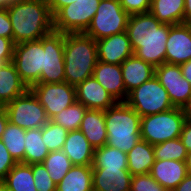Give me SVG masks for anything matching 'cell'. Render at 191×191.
<instances>
[{"label": "cell", "mask_w": 191, "mask_h": 191, "mask_svg": "<svg viewBox=\"0 0 191 191\" xmlns=\"http://www.w3.org/2000/svg\"><path fill=\"white\" fill-rule=\"evenodd\" d=\"M93 76L117 102L126 101L128 93L124 86L121 65L98 61Z\"/></svg>", "instance_id": "e0dca14e"}, {"label": "cell", "mask_w": 191, "mask_h": 191, "mask_svg": "<svg viewBox=\"0 0 191 191\" xmlns=\"http://www.w3.org/2000/svg\"><path fill=\"white\" fill-rule=\"evenodd\" d=\"M27 90L28 87L20 79L12 61L0 67V103L3 106L23 95Z\"/></svg>", "instance_id": "603a6c76"}, {"label": "cell", "mask_w": 191, "mask_h": 191, "mask_svg": "<svg viewBox=\"0 0 191 191\" xmlns=\"http://www.w3.org/2000/svg\"><path fill=\"white\" fill-rule=\"evenodd\" d=\"M4 108L8 121L24 130L42 128L49 121L44 107L30 89Z\"/></svg>", "instance_id": "9c48e42d"}, {"label": "cell", "mask_w": 191, "mask_h": 191, "mask_svg": "<svg viewBox=\"0 0 191 191\" xmlns=\"http://www.w3.org/2000/svg\"><path fill=\"white\" fill-rule=\"evenodd\" d=\"M180 140L182 144L185 146L188 153L191 152V121L186 120L180 135Z\"/></svg>", "instance_id": "60d3db41"}, {"label": "cell", "mask_w": 191, "mask_h": 191, "mask_svg": "<svg viewBox=\"0 0 191 191\" xmlns=\"http://www.w3.org/2000/svg\"><path fill=\"white\" fill-rule=\"evenodd\" d=\"M183 109L173 107L165 112L141 117V139L151 145L179 138L186 121Z\"/></svg>", "instance_id": "5b68a950"}, {"label": "cell", "mask_w": 191, "mask_h": 191, "mask_svg": "<svg viewBox=\"0 0 191 191\" xmlns=\"http://www.w3.org/2000/svg\"><path fill=\"white\" fill-rule=\"evenodd\" d=\"M155 76L166 89L173 106L183 108L191 97V84L182 76L180 65L163 63L155 67Z\"/></svg>", "instance_id": "4fadbf2b"}, {"label": "cell", "mask_w": 191, "mask_h": 191, "mask_svg": "<svg viewBox=\"0 0 191 191\" xmlns=\"http://www.w3.org/2000/svg\"><path fill=\"white\" fill-rule=\"evenodd\" d=\"M44 48V68L38 83L65 82L64 33L52 31L42 37Z\"/></svg>", "instance_id": "7c38bea8"}, {"label": "cell", "mask_w": 191, "mask_h": 191, "mask_svg": "<svg viewBox=\"0 0 191 191\" xmlns=\"http://www.w3.org/2000/svg\"><path fill=\"white\" fill-rule=\"evenodd\" d=\"M97 62L96 40L84 32L64 33L65 82L76 87L93 76Z\"/></svg>", "instance_id": "3957f363"}, {"label": "cell", "mask_w": 191, "mask_h": 191, "mask_svg": "<svg viewBox=\"0 0 191 191\" xmlns=\"http://www.w3.org/2000/svg\"><path fill=\"white\" fill-rule=\"evenodd\" d=\"M98 61L121 65L134 55L127 32H121L96 41Z\"/></svg>", "instance_id": "9a60e30c"}, {"label": "cell", "mask_w": 191, "mask_h": 191, "mask_svg": "<svg viewBox=\"0 0 191 191\" xmlns=\"http://www.w3.org/2000/svg\"><path fill=\"white\" fill-rule=\"evenodd\" d=\"M184 23L191 24V0H184Z\"/></svg>", "instance_id": "bcb514c9"}, {"label": "cell", "mask_w": 191, "mask_h": 191, "mask_svg": "<svg viewBox=\"0 0 191 191\" xmlns=\"http://www.w3.org/2000/svg\"><path fill=\"white\" fill-rule=\"evenodd\" d=\"M62 151L73 165L92 166L95 148L80 130L68 132Z\"/></svg>", "instance_id": "ffe728a7"}, {"label": "cell", "mask_w": 191, "mask_h": 191, "mask_svg": "<svg viewBox=\"0 0 191 191\" xmlns=\"http://www.w3.org/2000/svg\"><path fill=\"white\" fill-rule=\"evenodd\" d=\"M173 191H191V174L188 173Z\"/></svg>", "instance_id": "7bdbcfd3"}, {"label": "cell", "mask_w": 191, "mask_h": 191, "mask_svg": "<svg viewBox=\"0 0 191 191\" xmlns=\"http://www.w3.org/2000/svg\"><path fill=\"white\" fill-rule=\"evenodd\" d=\"M182 109L186 119L191 121V97L189 98L188 102L183 106Z\"/></svg>", "instance_id": "7dc6e473"}, {"label": "cell", "mask_w": 191, "mask_h": 191, "mask_svg": "<svg viewBox=\"0 0 191 191\" xmlns=\"http://www.w3.org/2000/svg\"><path fill=\"white\" fill-rule=\"evenodd\" d=\"M1 183L11 191H37L32 164L17 163Z\"/></svg>", "instance_id": "83f0119b"}, {"label": "cell", "mask_w": 191, "mask_h": 191, "mask_svg": "<svg viewBox=\"0 0 191 191\" xmlns=\"http://www.w3.org/2000/svg\"><path fill=\"white\" fill-rule=\"evenodd\" d=\"M24 164L42 163L49 154L42 139V128L26 130Z\"/></svg>", "instance_id": "f1b7e54d"}, {"label": "cell", "mask_w": 191, "mask_h": 191, "mask_svg": "<svg viewBox=\"0 0 191 191\" xmlns=\"http://www.w3.org/2000/svg\"><path fill=\"white\" fill-rule=\"evenodd\" d=\"M0 37L13 39L12 24L7 9H0Z\"/></svg>", "instance_id": "ab89813d"}, {"label": "cell", "mask_w": 191, "mask_h": 191, "mask_svg": "<svg viewBox=\"0 0 191 191\" xmlns=\"http://www.w3.org/2000/svg\"><path fill=\"white\" fill-rule=\"evenodd\" d=\"M185 163L188 169V173L191 174V152L187 154Z\"/></svg>", "instance_id": "681fc988"}, {"label": "cell", "mask_w": 191, "mask_h": 191, "mask_svg": "<svg viewBox=\"0 0 191 191\" xmlns=\"http://www.w3.org/2000/svg\"><path fill=\"white\" fill-rule=\"evenodd\" d=\"M129 17L119 0H101L90 26L84 33L98 41L125 32Z\"/></svg>", "instance_id": "52a82bcc"}, {"label": "cell", "mask_w": 191, "mask_h": 191, "mask_svg": "<svg viewBox=\"0 0 191 191\" xmlns=\"http://www.w3.org/2000/svg\"><path fill=\"white\" fill-rule=\"evenodd\" d=\"M12 63L28 89L37 84L44 68L42 37L39 40L15 44Z\"/></svg>", "instance_id": "ba28073f"}, {"label": "cell", "mask_w": 191, "mask_h": 191, "mask_svg": "<svg viewBox=\"0 0 191 191\" xmlns=\"http://www.w3.org/2000/svg\"><path fill=\"white\" fill-rule=\"evenodd\" d=\"M106 145L128 153L141 140V116L126 102H117L104 111Z\"/></svg>", "instance_id": "277c9868"}, {"label": "cell", "mask_w": 191, "mask_h": 191, "mask_svg": "<svg viewBox=\"0 0 191 191\" xmlns=\"http://www.w3.org/2000/svg\"><path fill=\"white\" fill-rule=\"evenodd\" d=\"M15 1L20 0H0V9H7Z\"/></svg>", "instance_id": "c3c4849f"}, {"label": "cell", "mask_w": 191, "mask_h": 191, "mask_svg": "<svg viewBox=\"0 0 191 191\" xmlns=\"http://www.w3.org/2000/svg\"><path fill=\"white\" fill-rule=\"evenodd\" d=\"M79 130L95 149L106 145L107 131L104 111L87 109Z\"/></svg>", "instance_id": "7402d4cb"}, {"label": "cell", "mask_w": 191, "mask_h": 191, "mask_svg": "<svg viewBox=\"0 0 191 191\" xmlns=\"http://www.w3.org/2000/svg\"><path fill=\"white\" fill-rule=\"evenodd\" d=\"M75 89L77 102L82 103L88 109L105 111L117 103L94 76L85 79Z\"/></svg>", "instance_id": "2e32d148"}, {"label": "cell", "mask_w": 191, "mask_h": 191, "mask_svg": "<svg viewBox=\"0 0 191 191\" xmlns=\"http://www.w3.org/2000/svg\"><path fill=\"white\" fill-rule=\"evenodd\" d=\"M101 0H76L53 16V30L61 33L85 32Z\"/></svg>", "instance_id": "30bf717a"}, {"label": "cell", "mask_w": 191, "mask_h": 191, "mask_svg": "<svg viewBox=\"0 0 191 191\" xmlns=\"http://www.w3.org/2000/svg\"><path fill=\"white\" fill-rule=\"evenodd\" d=\"M87 109L88 108L85 107L82 103L76 101L71 106L63 109L60 113L56 114L50 120L64 127L69 132L79 130L82 119Z\"/></svg>", "instance_id": "1f68e13d"}, {"label": "cell", "mask_w": 191, "mask_h": 191, "mask_svg": "<svg viewBox=\"0 0 191 191\" xmlns=\"http://www.w3.org/2000/svg\"><path fill=\"white\" fill-rule=\"evenodd\" d=\"M125 102L141 117L165 112L174 107L166 89L155 75L130 91Z\"/></svg>", "instance_id": "8992f818"}, {"label": "cell", "mask_w": 191, "mask_h": 191, "mask_svg": "<svg viewBox=\"0 0 191 191\" xmlns=\"http://www.w3.org/2000/svg\"><path fill=\"white\" fill-rule=\"evenodd\" d=\"M182 76L186 78L191 84V60L180 65Z\"/></svg>", "instance_id": "f6af8a7d"}, {"label": "cell", "mask_w": 191, "mask_h": 191, "mask_svg": "<svg viewBox=\"0 0 191 191\" xmlns=\"http://www.w3.org/2000/svg\"><path fill=\"white\" fill-rule=\"evenodd\" d=\"M7 12L14 44L39 40L53 31V16L47 0L15 1L7 8Z\"/></svg>", "instance_id": "7a4b0ae2"}, {"label": "cell", "mask_w": 191, "mask_h": 191, "mask_svg": "<svg viewBox=\"0 0 191 191\" xmlns=\"http://www.w3.org/2000/svg\"><path fill=\"white\" fill-rule=\"evenodd\" d=\"M92 169H128L127 153L108 145L96 148Z\"/></svg>", "instance_id": "4316f807"}, {"label": "cell", "mask_w": 191, "mask_h": 191, "mask_svg": "<svg viewBox=\"0 0 191 191\" xmlns=\"http://www.w3.org/2000/svg\"><path fill=\"white\" fill-rule=\"evenodd\" d=\"M130 191H168L150 174L132 176Z\"/></svg>", "instance_id": "d590c367"}, {"label": "cell", "mask_w": 191, "mask_h": 191, "mask_svg": "<svg viewBox=\"0 0 191 191\" xmlns=\"http://www.w3.org/2000/svg\"><path fill=\"white\" fill-rule=\"evenodd\" d=\"M30 90L44 107L49 120L77 101L75 87L67 82L37 83Z\"/></svg>", "instance_id": "8fae6325"}, {"label": "cell", "mask_w": 191, "mask_h": 191, "mask_svg": "<svg viewBox=\"0 0 191 191\" xmlns=\"http://www.w3.org/2000/svg\"><path fill=\"white\" fill-rule=\"evenodd\" d=\"M8 122H9L8 116H7L4 106L0 107V139L2 138V135L4 133V130H5Z\"/></svg>", "instance_id": "ee69618b"}, {"label": "cell", "mask_w": 191, "mask_h": 191, "mask_svg": "<svg viewBox=\"0 0 191 191\" xmlns=\"http://www.w3.org/2000/svg\"><path fill=\"white\" fill-rule=\"evenodd\" d=\"M170 25L159 22L150 12L130 15L126 32L134 55L154 67L165 63Z\"/></svg>", "instance_id": "6da1fadb"}, {"label": "cell", "mask_w": 191, "mask_h": 191, "mask_svg": "<svg viewBox=\"0 0 191 191\" xmlns=\"http://www.w3.org/2000/svg\"><path fill=\"white\" fill-rule=\"evenodd\" d=\"M131 179L128 169H92L94 191H130Z\"/></svg>", "instance_id": "d6986e66"}, {"label": "cell", "mask_w": 191, "mask_h": 191, "mask_svg": "<svg viewBox=\"0 0 191 191\" xmlns=\"http://www.w3.org/2000/svg\"><path fill=\"white\" fill-rule=\"evenodd\" d=\"M155 160L186 161L187 150L180 138L154 145Z\"/></svg>", "instance_id": "d6a6232c"}, {"label": "cell", "mask_w": 191, "mask_h": 191, "mask_svg": "<svg viewBox=\"0 0 191 191\" xmlns=\"http://www.w3.org/2000/svg\"><path fill=\"white\" fill-rule=\"evenodd\" d=\"M92 166L73 165L57 184L56 191H92Z\"/></svg>", "instance_id": "484cf974"}, {"label": "cell", "mask_w": 191, "mask_h": 191, "mask_svg": "<svg viewBox=\"0 0 191 191\" xmlns=\"http://www.w3.org/2000/svg\"><path fill=\"white\" fill-rule=\"evenodd\" d=\"M0 191H11V190H9L5 185L0 183Z\"/></svg>", "instance_id": "f907efd6"}, {"label": "cell", "mask_w": 191, "mask_h": 191, "mask_svg": "<svg viewBox=\"0 0 191 191\" xmlns=\"http://www.w3.org/2000/svg\"><path fill=\"white\" fill-rule=\"evenodd\" d=\"M128 170L132 176L149 174L155 163L154 145L143 139L127 153Z\"/></svg>", "instance_id": "cb8c5ba5"}, {"label": "cell", "mask_w": 191, "mask_h": 191, "mask_svg": "<svg viewBox=\"0 0 191 191\" xmlns=\"http://www.w3.org/2000/svg\"><path fill=\"white\" fill-rule=\"evenodd\" d=\"M14 46L13 39L0 37V60L4 63L12 61Z\"/></svg>", "instance_id": "f35d334b"}, {"label": "cell", "mask_w": 191, "mask_h": 191, "mask_svg": "<svg viewBox=\"0 0 191 191\" xmlns=\"http://www.w3.org/2000/svg\"><path fill=\"white\" fill-rule=\"evenodd\" d=\"M122 8L129 14L148 13L151 0H119Z\"/></svg>", "instance_id": "8d00e7d4"}, {"label": "cell", "mask_w": 191, "mask_h": 191, "mask_svg": "<svg viewBox=\"0 0 191 191\" xmlns=\"http://www.w3.org/2000/svg\"><path fill=\"white\" fill-rule=\"evenodd\" d=\"M68 130L49 120L42 127V139L49 152L62 150Z\"/></svg>", "instance_id": "836d02e7"}, {"label": "cell", "mask_w": 191, "mask_h": 191, "mask_svg": "<svg viewBox=\"0 0 191 191\" xmlns=\"http://www.w3.org/2000/svg\"><path fill=\"white\" fill-rule=\"evenodd\" d=\"M25 134L26 130L8 122L1 138L10 155L17 163H24Z\"/></svg>", "instance_id": "f546056e"}, {"label": "cell", "mask_w": 191, "mask_h": 191, "mask_svg": "<svg viewBox=\"0 0 191 191\" xmlns=\"http://www.w3.org/2000/svg\"><path fill=\"white\" fill-rule=\"evenodd\" d=\"M16 164V160L10 155V152L0 139V183Z\"/></svg>", "instance_id": "74e56055"}, {"label": "cell", "mask_w": 191, "mask_h": 191, "mask_svg": "<svg viewBox=\"0 0 191 191\" xmlns=\"http://www.w3.org/2000/svg\"><path fill=\"white\" fill-rule=\"evenodd\" d=\"M42 163L47 169L49 176L56 183V185L62 180V178L73 166L70 159L65 155L62 150L49 152V154Z\"/></svg>", "instance_id": "4dcf8cb0"}, {"label": "cell", "mask_w": 191, "mask_h": 191, "mask_svg": "<svg viewBox=\"0 0 191 191\" xmlns=\"http://www.w3.org/2000/svg\"><path fill=\"white\" fill-rule=\"evenodd\" d=\"M121 70L127 93L150 80L155 75V67L152 64L137 58L135 55L127 58L121 64Z\"/></svg>", "instance_id": "44dd1931"}, {"label": "cell", "mask_w": 191, "mask_h": 191, "mask_svg": "<svg viewBox=\"0 0 191 191\" xmlns=\"http://www.w3.org/2000/svg\"><path fill=\"white\" fill-rule=\"evenodd\" d=\"M75 1L76 0H47L52 16H54L62 7Z\"/></svg>", "instance_id": "b9f144b4"}, {"label": "cell", "mask_w": 191, "mask_h": 191, "mask_svg": "<svg viewBox=\"0 0 191 191\" xmlns=\"http://www.w3.org/2000/svg\"><path fill=\"white\" fill-rule=\"evenodd\" d=\"M32 173L37 191H56L57 185L49 176L43 163H33Z\"/></svg>", "instance_id": "e575fe53"}, {"label": "cell", "mask_w": 191, "mask_h": 191, "mask_svg": "<svg viewBox=\"0 0 191 191\" xmlns=\"http://www.w3.org/2000/svg\"><path fill=\"white\" fill-rule=\"evenodd\" d=\"M5 64L2 60H0V67Z\"/></svg>", "instance_id": "816d5d0a"}, {"label": "cell", "mask_w": 191, "mask_h": 191, "mask_svg": "<svg viewBox=\"0 0 191 191\" xmlns=\"http://www.w3.org/2000/svg\"><path fill=\"white\" fill-rule=\"evenodd\" d=\"M184 0H151L150 13L161 23L178 25L184 23Z\"/></svg>", "instance_id": "d4e9b609"}, {"label": "cell", "mask_w": 191, "mask_h": 191, "mask_svg": "<svg viewBox=\"0 0 191 191\" xmlns=\"http://www.w3.org/2000/svg\"><path fill=\"white\" fill-rule=\"evenodd\" d=\"M191 60V24L170 25L165 63L181 65Z\"/></svg>", "instance_id": "5bb4252c"}, {"label": "cell", "mask_w": 191, "mask_h": 191, "mask_svg": "<svg viewBox=\"0 0 191 191\" xmlns=\"http://www.w3.org/2000/svg\"><path fill=\"white\" fill-rule=\"evenodd\" d=\"M162 187L173 191L187 176L185 161L155 160L149 173Z\"/></svg>", "instance_id": "ac0fdd59"}]
</instances>
